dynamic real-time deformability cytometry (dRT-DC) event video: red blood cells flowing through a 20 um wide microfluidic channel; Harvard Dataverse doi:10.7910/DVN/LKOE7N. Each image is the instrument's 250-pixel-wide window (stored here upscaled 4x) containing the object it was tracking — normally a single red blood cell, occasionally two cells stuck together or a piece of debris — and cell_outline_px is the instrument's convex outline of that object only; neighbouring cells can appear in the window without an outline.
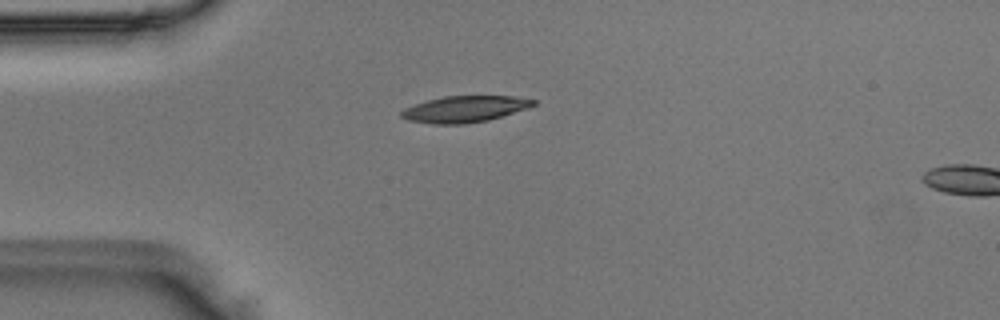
{"species": "Egyptian fruit bat (a non-hibernating species)", "species_latin": "Rousettus aegyptiacus", "temperature_condition": "room temperature", "stored_images_in_passage": 4, "camera_frame_rate_fps": 3000, "um_per_image_px": 0.085, "animal": {"sex": "male"}, "frame": {"image": 1, "passage_image": 1, "time_ms": 0.0, "image_size_px": [1000, 320], "cell_outline_px": [[536, 104], [528, 108], [488, 120], [464, 124], [432, 124], [408, 120], [400, 116], [400, 112], [404, 108], [428, 100], [444, 96], [512, 96], [536, 100]], "centroid_in_image_um": [39.49, 9.27], "position_along_channel_um": 45.5, "area_um2": 20.17}}